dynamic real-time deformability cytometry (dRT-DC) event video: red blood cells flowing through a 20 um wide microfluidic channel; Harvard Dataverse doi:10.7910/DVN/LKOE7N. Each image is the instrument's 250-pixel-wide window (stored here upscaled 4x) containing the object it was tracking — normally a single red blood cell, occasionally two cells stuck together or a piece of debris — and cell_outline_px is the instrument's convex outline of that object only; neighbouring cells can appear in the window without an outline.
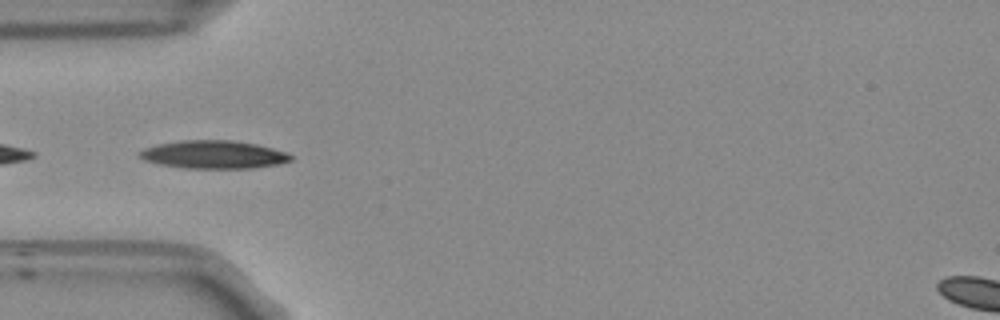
{"species": "Egyptian fruit bat (a non-hibernating species)", "species_latin": "Rousettus aegyptiacus", "temperature_condition": "room temperature", "stored_images_in_passage": 38, "camera_frame_rate_fps": 3000, "um_per_image_px": 0.085, "frame": {"image": 1, "passage_image": 1, "time_ms": 0.0, "image_size_px": [1000, 320], "cell_outline_px": [[292, 160], [276, 164], [252, 168], [184, 168], [160, 164], [144, 160], [136, 156], [144, 148], [156, 144], [180, 140], [232, 140], [256, 144], [288, 152], [292, 156]], "centroid_in_image_um": [18.13, 13.13], "position_along_channel_um": 66.9, "area_um2": 24.74}}
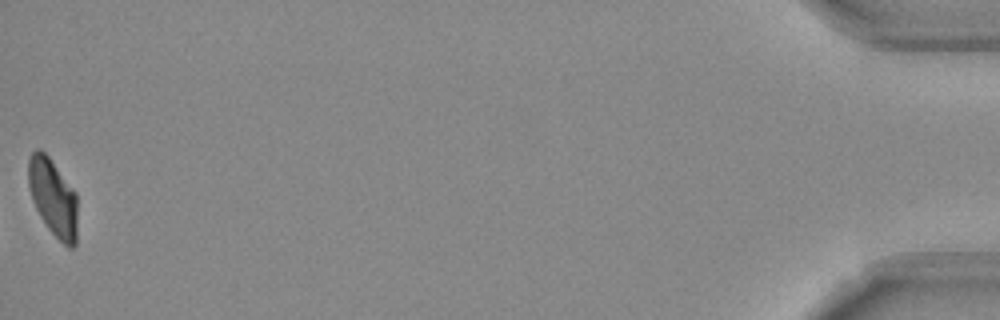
{"frame": {"image": 2, "passage_image": 38, "time_ms": 12.333, "image_size_px": [1000, 320], "cell_outline_px": [[76, 244], [72, 248], [68, 248], [48, 228], [40, 216], [32, 200], [28, 184], [28, 160], [32, 152], [36, 148], [40, 148], [48, 156], [76, 192]], "centroid_in_image_um": [4.49, 16.77], "position_along_channel_um": 430.7, "area_um2": 21.96}, "authors_computed_cell_mechanics": {"area_um2": 23.6402, "velocity_mm_per_s": 3.783, "shape_relaxation_time_tau1_ms": 4.4765, "shape_relaxation_time_tau2_ms": 3.7526, "deformation_change_tau1": 0.1389, "deformation_change_tau2": 0.0916}}